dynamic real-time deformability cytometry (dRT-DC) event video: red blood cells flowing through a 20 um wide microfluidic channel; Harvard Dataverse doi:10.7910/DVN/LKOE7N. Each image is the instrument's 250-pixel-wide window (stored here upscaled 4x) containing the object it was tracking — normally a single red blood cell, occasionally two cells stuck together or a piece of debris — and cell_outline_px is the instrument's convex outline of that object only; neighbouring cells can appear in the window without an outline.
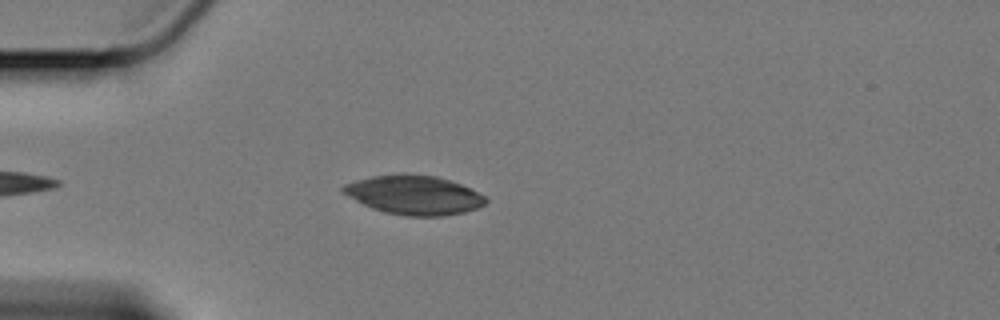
{"species": "Egyptian fruit bat (a non-hibernating species)", "species_latin": "Rousettus aegyptiacus", "temperature_condition": "cold", "stored_images_in_passage": 44, "camera_frame_rate_fps": 3000, "um_per_image_px": 0.085, "animal": {"sex": "female"}, "frame": {"image": 1, "passage_image": 5, "time_ms": 1.333, "image_size_px": [1000, 320], "cell_outline_px": [[488, 200], [484, 204], [476, 208], [464, 212], [440, 216], [408, 216], [388, 212], [372, 208], [340, 192], [340, 188], [344, 184], [372, 176], [400, 172], [404, 172], [436, 176], [460, 184], [484, 196]], "centroid_in_image_um": [35.15, 16.55], "position_along_channel_um": 49.8, "area_um2": 32.37}}
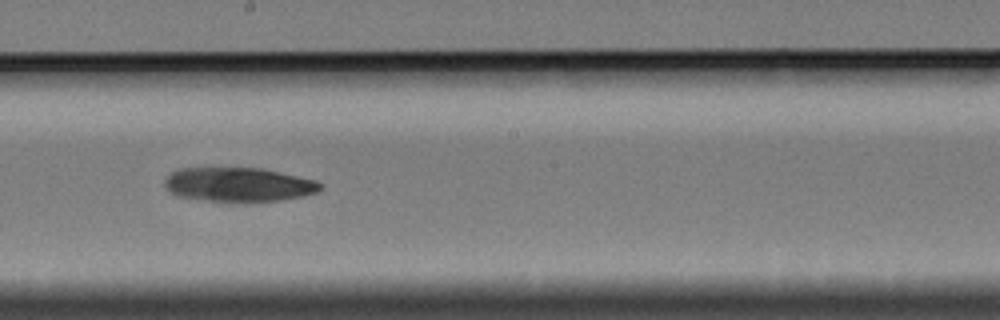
{"frame": {"image": 2, "passage_image": 22, "time_ms": 7.0, "image_size_px": [1000, 320], "cell_outline_px": [[324, 188], [316, 192], [284, 200], [244, 204], [236, 204], [176, 196], [164, 184], [164, 180], [172, 172], [180, 168], [260, 168], [316, 180], [324, 184]], "centroid_in_image_um": [20.31, 15.72], "position_along_channel_um": 227.9, "area_um2": 31.62}}
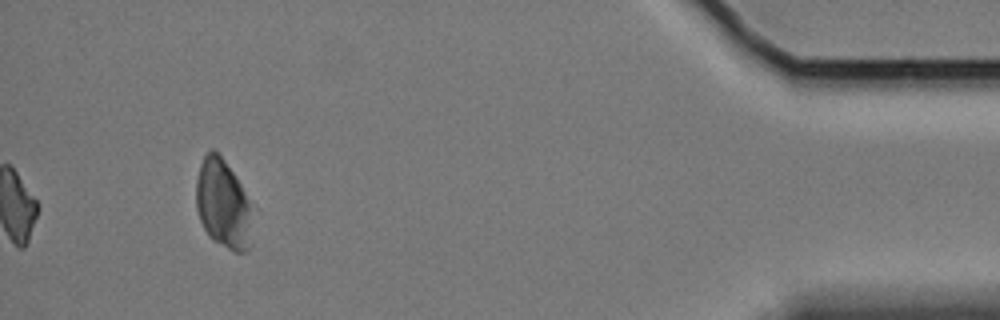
{"frame": {"image": 3, "passage_image": 44, "time_ms": 14.333, "image_size_px": [1000, 320], "cell_outline_px": [[252, 244], [248, 252], [232, 252], [212, 240], [208, 236], [200, 220], [196, 208], [196, 180], [200, 164], [204, 156], [212, 148], [224, 160], [240, 184], [248, 204]], "centroid_in_image_um": [18.92, 17.4], "position_along_channel_um": 416.3, "area_um2": 28.78}}